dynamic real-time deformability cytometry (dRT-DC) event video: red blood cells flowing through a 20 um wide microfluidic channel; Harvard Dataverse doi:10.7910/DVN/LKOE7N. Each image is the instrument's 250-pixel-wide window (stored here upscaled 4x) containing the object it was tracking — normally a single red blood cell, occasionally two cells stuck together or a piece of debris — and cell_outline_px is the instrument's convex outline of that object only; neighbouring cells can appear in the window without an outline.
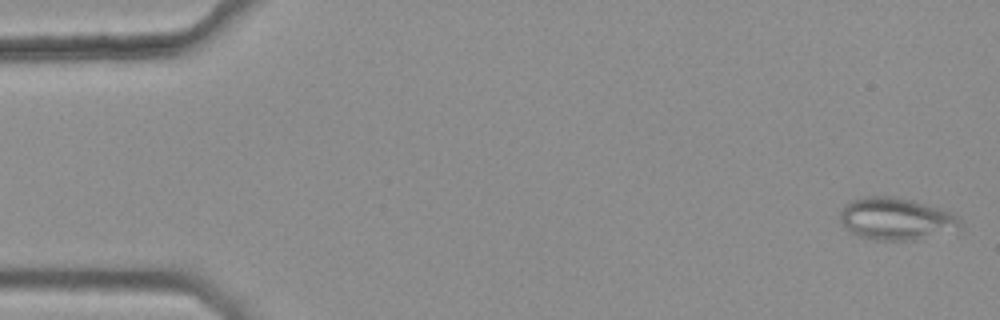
{"species": "common noctule bat (a hibernating species)", "species_latin": "Nyctalus noctula", "temperature_condition": "warm", "stored_images_in_passage": 45, "camera_frame_rate_fps": 3000, "um_per_image_px": 0.085, "animal": {"sex": "female", "body_mass_g": 25.1}, "frame": {"image": 1, "passage_image": 1, "time_ms": 0.0, "image_size_px": [1000, 320], "cell_outline_px": [[960, 228], [916, 240], [876, 240], [856, 236], [844, 228], [840, 220], [840, 212], [852, 200], [868, 196], [888, 196], [912, 200], [940, 208], [960, 216]], "centroid_in_image_um": [76.15, 18.61], "position_along_channel_um": 8.8, "area_um2": 29.42}}
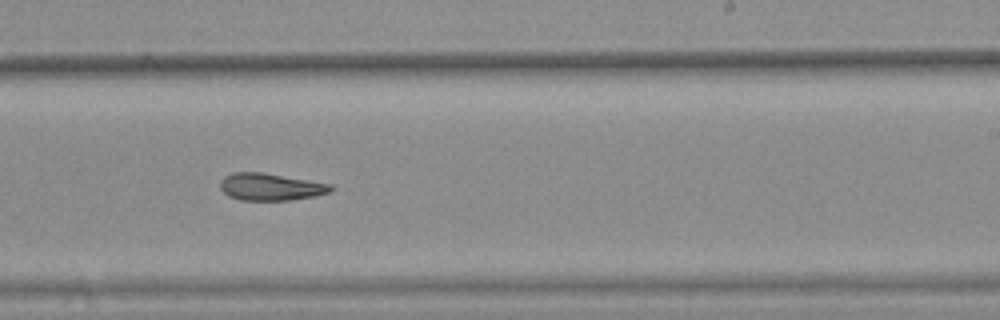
{"frame": {"image": 2, "passage_image": 32, "time_ms": 10.333, "image_size_px": [1000, 320], "cell_outline_px": [[336, 188], [328, 192], [312, 196], [288, 200], [240, 200], [228, 196], [220, 188], [220, 180], [224, 176], [232, 172], [264, 172], [332, 184]], "centroid_in_image_um": [22.97, 15.87], "position_along_channel_um": 266.0, "area_um2": 17.57}}
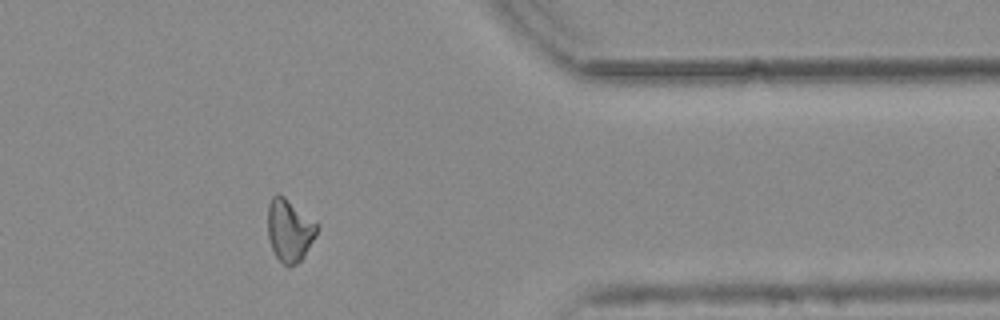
{"frame": {"image": 3, "passage_image": 43, "time_ms": 14.0, "image_size_px": [1000, 320], "cell_outline_px": [[320, 228], [316, 236], [304, 256], [296, 264], [288, 268], [276, 256], [272, 248], [268, 236], [268, 204], [272, 196], [276, 192], [284, 196], [320, 224]], "centroid_in_image_um": [24.63, 19.55], "position_along_channel_um": 386.8, "area_um2": 18.21}, "authors_computed_cell_mechanics": {"area_um2": 18.4382, "velocity_mm_per_s": 3.778, "shape_relaxation_time_tau1_ms": null, "shape_relaxation_time_tau2_ms": 9.9469, "deformation_change_tau1": null, "deformation_change_tau2": 0.2186}}